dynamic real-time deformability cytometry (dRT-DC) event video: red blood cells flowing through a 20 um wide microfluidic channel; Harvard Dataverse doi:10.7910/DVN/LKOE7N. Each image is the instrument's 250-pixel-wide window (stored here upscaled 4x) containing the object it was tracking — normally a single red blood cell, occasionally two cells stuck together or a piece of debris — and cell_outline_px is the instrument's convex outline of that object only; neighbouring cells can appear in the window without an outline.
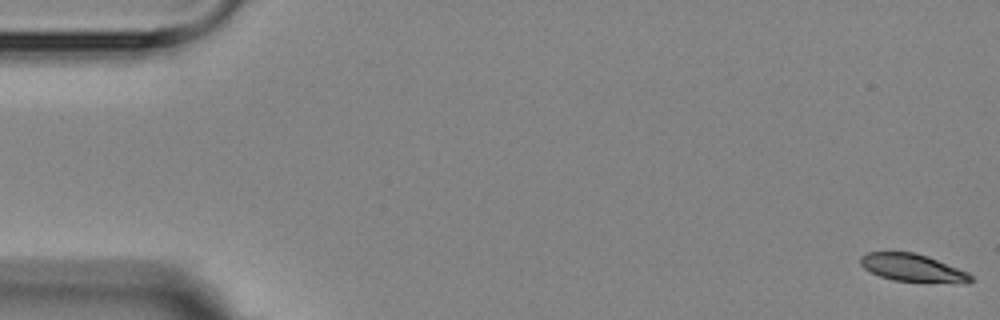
{"species": "Egyptian fruit bat (a non-hibernating species)", "species_latin": "Rousettus aegyptiacus", "temperature_condition": "room temperature", "stored_images_in_passage": 6, "camera_frame_rate_fps": 3000, "um_per_image_px": 0.085, "animal": {"sex": "female"}, "frame": {"image": 1, "passage_image": 1, "time_ms": 0.0, "image_size_px": [1000, 320], "cell_outline_px": [[976, 280], [968, 284], [964, 284], [892, 280], [880, 276], [864, 268], [860, 264], [860, 256], [868, 252], [916, 252], [928, 256], [968, 272]], "centroid_in_image_um": [77.64, 22.78], "position_along_channel_um": 7.4, "area_um2": 18.09}}
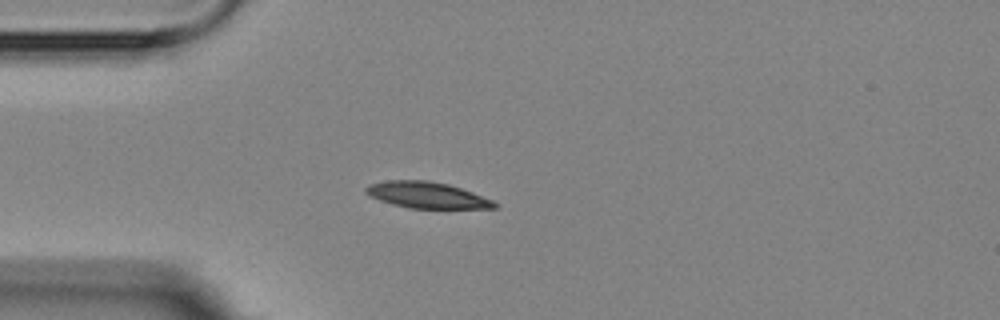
{"frame": {"image": 2, "passage_image": 5, "time_ms": 4.667, "image_size_px": [1000, 320], "cell_outline_px": [[500, 204], [496, 208], [408, 208], [392, 204], [368, 196], [364, 192], [364, 188], [368, 184], [388, 180], [428, 180], [448, 184], [472, 192], [492, 200]], "centroid_in_image_um": [36.25, 16.58], "position_along_channel_um": 48.8, "area_um2": 19.71}}